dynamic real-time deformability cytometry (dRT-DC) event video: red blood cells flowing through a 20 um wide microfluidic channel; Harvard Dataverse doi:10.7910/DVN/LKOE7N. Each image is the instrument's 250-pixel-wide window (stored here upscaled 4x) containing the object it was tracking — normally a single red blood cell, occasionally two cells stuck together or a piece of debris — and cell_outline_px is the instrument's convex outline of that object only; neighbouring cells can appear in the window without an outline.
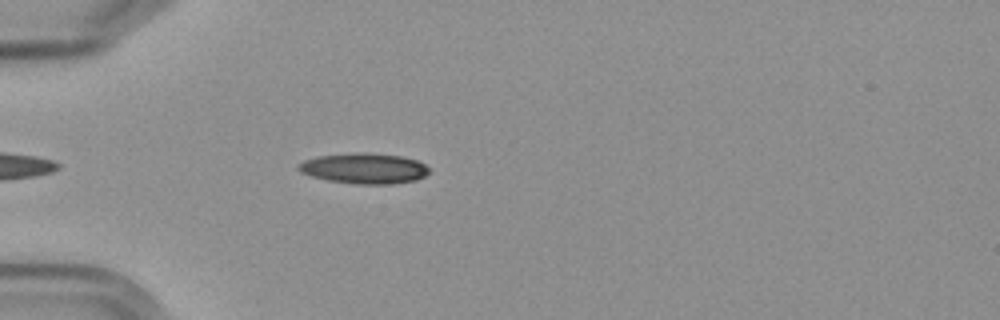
{"species": "Egyptian fruit bat (a non-hibernating species)", "species_latin": "Rousettus aegyptiacus", "temperature_condition": "cold", "stored_images_in_passage": 30, "camera_frame_rate_fps": 3000, "um_per_image_px": 0.085, "frame": {"image": 1, "passage_image": 5, "time_ms": 1.333, "image_size_px": [1000, 320], "cell_outline_px": [[428, 172], [424, 176], [416, 180], [392, 184], [356, 184], [328, 180], [312, 176], [300, 172], [296, 168], [296, 164], [304, 160], [316, 156], [356, 152], [364, 152], [404, 156], [416, 160], [424, 164], [428, 168]], "centroid_in_image_um": [30.92, 14.3], "position_along_channel_um": 54.1, "area_um2": 23.41}}
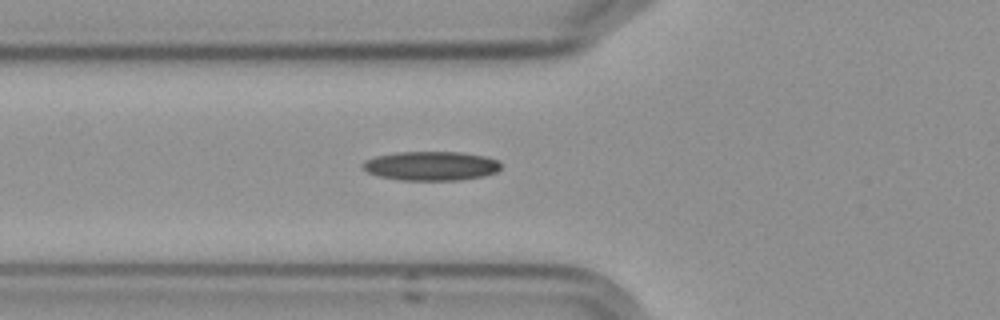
{"frame": {"image": 2, "passage_image": 9, "time_ms": 2.667, "image_size_px": [1000, 320], "cell_outline_px": [[500, 168], [496, 172], [484, 176], [460, 180], [400, 180], [380, 176], [368, 172], [364, 168], [364, 160], [376, 156], [396, 152], [460, 152], [484, 156], [496, 160], [500, 164]], "centroid_in_image_um": [36.65, 14.1], "position_along_channel_um": 89.2, "area_um2": 23.29}}
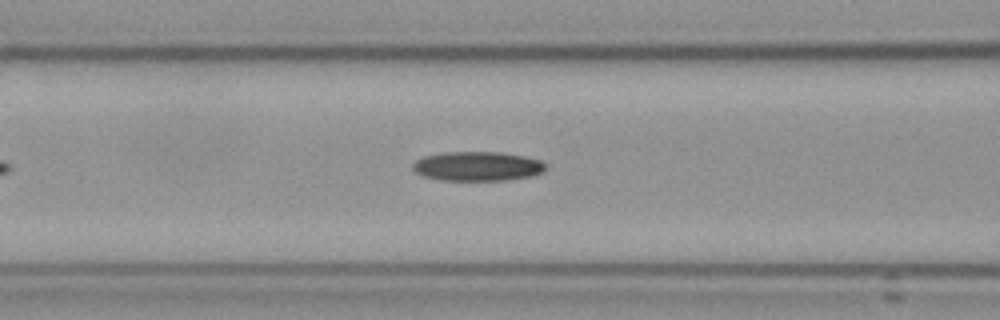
{"frame": {"image": 3, "passage_image": 12, "time_ms": 3.667, "image_size_px": [1000, 320], "cell_outline_px": [[548, 164], [544, 172], [532, 176], [504, 180], [440, 180], [424, 176], [416, 172], [412, 168], [412, 164], [416, 160], [424, 156], [444, 152], [500, 152], [524, 156], [540, 160]], "centroid_in_image_um": [40.61, 14.13], "position_along_channel_um": 126.0, "area_um2": 22.83}}